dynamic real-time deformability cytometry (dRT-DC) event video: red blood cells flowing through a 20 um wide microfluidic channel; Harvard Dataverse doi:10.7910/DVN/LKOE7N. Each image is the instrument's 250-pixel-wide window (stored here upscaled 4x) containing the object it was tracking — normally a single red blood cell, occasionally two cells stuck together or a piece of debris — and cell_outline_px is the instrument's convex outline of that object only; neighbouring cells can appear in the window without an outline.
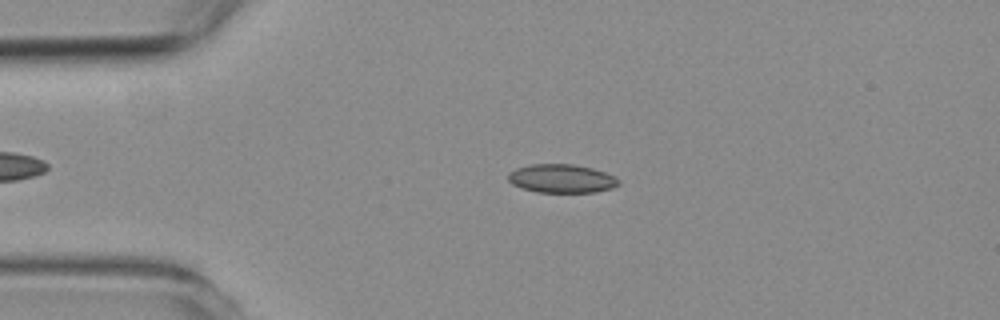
{"species": "common noctule bat (a hibernating species)", "species_latin": "Nyctalus noctula", "temperature_condition": "room temperature", "stored_images_in_passage": 46, "camera_frame_rate_fps": 3000, "um_per_image_px": 0.085, "animal": {"sex": "female", "body_mass_g": 19.3, "forearm_length_mm": 54.1}, "frame": {"image": 1, "passage_image": 9, "time_ms": 2.667, "image_size_px": [1000, 320], "cell_outline_px": [[620, 184], [612, 188], [596, 192], [536, 192], [520, 188], [512, 184], [508, 180], [508, 172], [516, 168], [532, 164], [572, 164], [592, 168], [616, 176], [620, 180]], "centroid_in_image_um": [47.73, 15.18], "position_along_channel_um": 37.3, "area_um2": 18.55}}
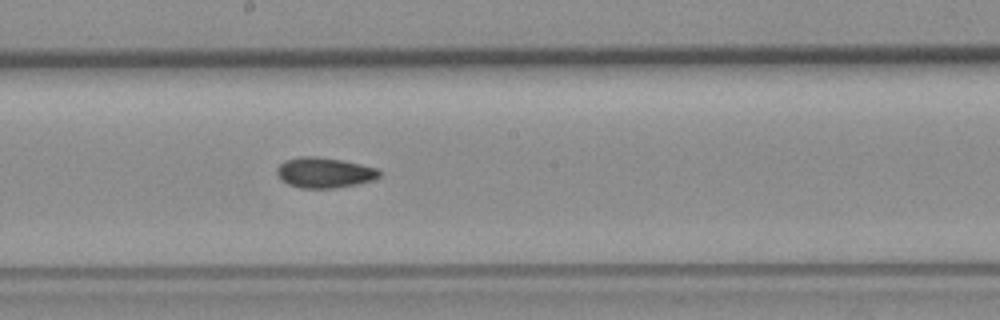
{"frame": {"image": 2, "passage_image": 26, "time_ms": 8.333, "image_size_px": [1000, 320], "cell_outline_px": [[380, 176], [376, 180], [356, 184], [332, 188], [300, 188], [288, 184], [280, 180], [276, 172], [276, 168], [284, 160], [300, 156], [316, 156], [340, 160], [360, 164], [376, 168], [380, 172]], "centroid_in_image_um": [27.54, 14.67], "position_along_channel_um": 220.7, "area_um2": 18.21}}
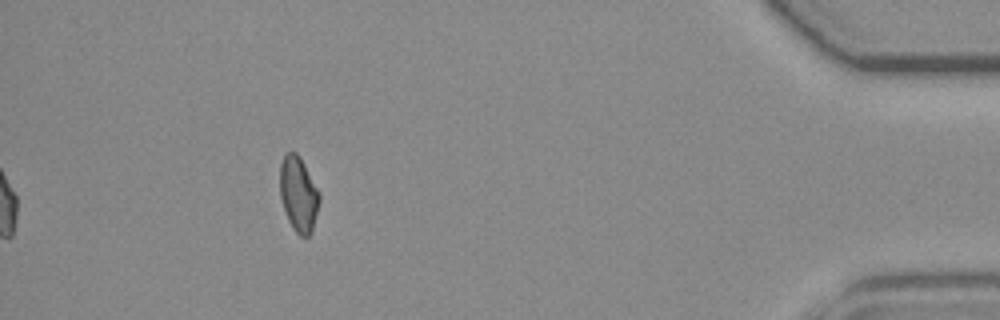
{"frame": {"image": 3, "passage_image": 46, "time_ms": 15.0, "image_size_px": [1000, 320], "cell_outline_px": [[320, 200], [312, 232], [308, 236], [300, 236], [292, 228], [288, 220], [280, 196], [280, 164], [284, 156], [288, 152], [296, 152], [300, 156], [320, 192]], "centroid_in_image_um": [25.38, 16.5], "position_along_channel_um": 409.8, "area_um2": 17.34}, "authors_computed_cell_mechanics": {"area_um2": 17.8891, "velocity_mm_per_s": 3.7747, "shape_relaxation_time_tau1_ms": null, "shape_relaxation_time_tau2_ms": 4.9823, "deformation_change_tau1": null, "deformation_change_tau2": 0.0912}}